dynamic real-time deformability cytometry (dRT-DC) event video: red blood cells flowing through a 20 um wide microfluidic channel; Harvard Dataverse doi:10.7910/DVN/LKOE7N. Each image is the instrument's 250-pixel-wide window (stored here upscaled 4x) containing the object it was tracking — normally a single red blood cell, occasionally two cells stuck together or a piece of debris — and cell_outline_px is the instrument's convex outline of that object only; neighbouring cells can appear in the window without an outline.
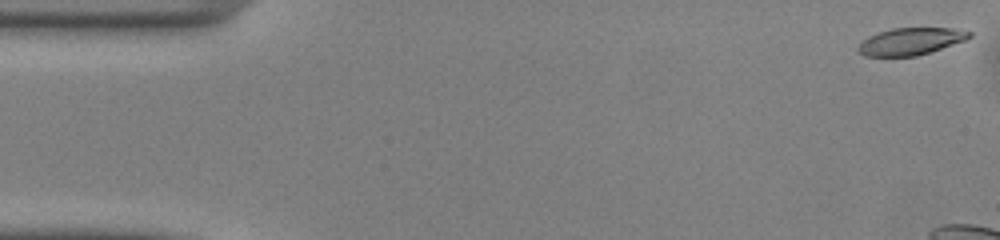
{"species": "common noctule bat (a hibernating species)", "species_latin": "Nyctalus noctula", "temperature_condition": "warm", "stored_images_in_passage": 9, "camera_frame_rate_fps": 3000, "um_per_image_px": 0.085, "animal": {"sex": "male", "body_mass_g": 13.0, "forearm_length_mm": 53.1}, "frame": {"image": 1, "passage_image": 1, "time_ms": 0.0, "image_size_px": [1000, 240], "cell_outline_px": [[972, 36], [964, 40], [916, 56], [864, 56], [856, 48], [868, 36], [892, 28], [952, 28], [972, 32]], "centroid_in_image_um": [77.38, 3.51], "position_along_channel_um": 7.6, "area_um2": 17.22}}